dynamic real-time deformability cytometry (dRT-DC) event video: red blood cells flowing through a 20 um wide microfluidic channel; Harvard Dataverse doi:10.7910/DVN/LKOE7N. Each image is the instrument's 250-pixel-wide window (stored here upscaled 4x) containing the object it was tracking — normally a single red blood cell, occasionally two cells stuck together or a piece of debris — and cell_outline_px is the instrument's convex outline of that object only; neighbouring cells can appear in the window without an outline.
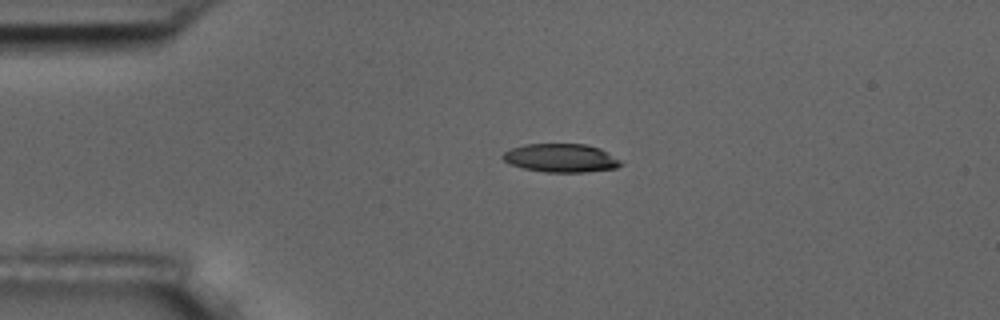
{"species": "common noctule bat (a hibernating species)", "species_latin": "Nyctalus noctula", "temperature_condition": "room temperature", "stored_images_in_passage": 2, "camera_frame_rate_fps": 3000, "um_per_image_px": 0.085, "animal": {"sex": "male", "body_mass_g": 17.5, "forearm_length_mm": 52.3}, "frame": {"image": 1, "passage_image": 1, "time_ms": 0.0, "image_size_px": [1000, 320], "cell_outline_px": [[624, 164], [616, 168], [584, 172], [544, 172], [524, 168], [512, 164], [504, 160], [500, 156], [504, 152], [512, 148], [524, 144], [584, 144], [600, 148], [608, 152], [620, 160]], "centroid_in_image_um": [47.7, 13.43], "position_along_channel_um": 37.3, "area_um2": 19.54}}